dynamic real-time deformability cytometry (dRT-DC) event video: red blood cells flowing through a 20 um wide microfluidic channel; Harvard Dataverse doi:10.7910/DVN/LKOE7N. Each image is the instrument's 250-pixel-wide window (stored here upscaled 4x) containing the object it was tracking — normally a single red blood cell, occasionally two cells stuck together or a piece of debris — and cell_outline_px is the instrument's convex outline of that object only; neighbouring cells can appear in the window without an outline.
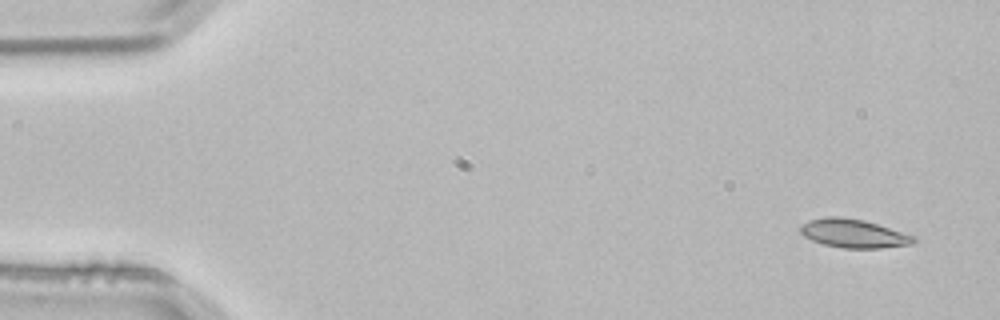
{"species": "common noctule bat (a hibernating species)", "species_latin": "Nyctalus noctula", "temperature_condition": "room temperature", "stored_images_in_passage": 2, "camera_frame_rate_fps": 3000, "um_per_image_px": 0.085, "animal": {"sex": "male", "body_mass_g": 21.5, "forearm_length_mm": 52.0}, "frame": {"image": 1, "passage_image": 1, "time_ms": 0.0, "image_size_px": [1000, 320], "cell_outline_px": [[916, 240], [912, 244], [880, 248], [844, 248], [824, 244], [812, 240], [804, 236], [800, 232], [800, 228], [808, 220], [824, 216], [840, 216], [864, 220], [916, 236]], "centroid_in_image_um": [72.56, 19.83], "position_along_channel_um": 12.4, "area_um2": 18.84}}